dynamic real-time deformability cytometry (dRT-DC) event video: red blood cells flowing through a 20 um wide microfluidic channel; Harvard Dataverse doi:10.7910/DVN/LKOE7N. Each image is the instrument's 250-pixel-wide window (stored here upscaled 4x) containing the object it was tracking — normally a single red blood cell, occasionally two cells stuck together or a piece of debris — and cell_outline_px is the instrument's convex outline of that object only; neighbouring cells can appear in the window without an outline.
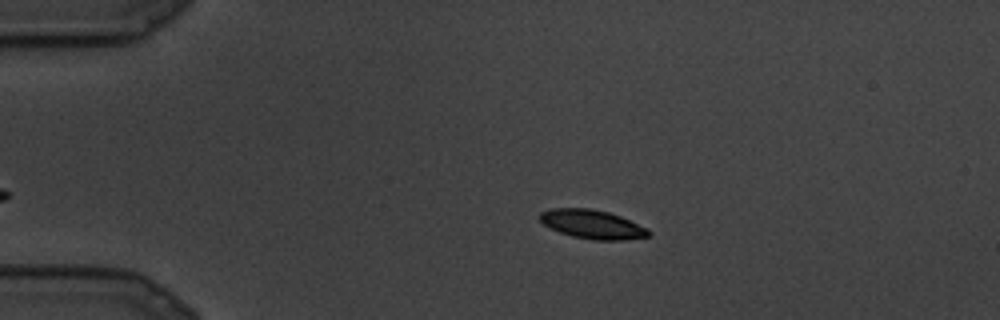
{"species": "common noctule bat (a hibernating species)", "species_latin": "Nyctalus noctula", "temperature_condition": "cold", "stored_images_in_passage": 14, "camera_frame_rate_fps": 3000, "um_per_image_px": 0.085, "animal": {"sex": "male", "body_mass_g": 19.5, "forearm_length_mm": 54.6}, "frame": {"image": 1, "passage_image": 5, "time_ms": 1.333, "image_size_px": [1000, 320], "cell_outline_px": [[652, 232], [648, 236], [624, 240], [592, 240], [572, 236], [560, 232], [544, 224], [536, 216], [540, 212], [552, 208], [588, 208], [608, 212], [620, 216], [648, 228]], "centroid_in_image_um": [50.34, 19.06], "position_along_channel_um": 34.7, "area_um2": 18.32}}
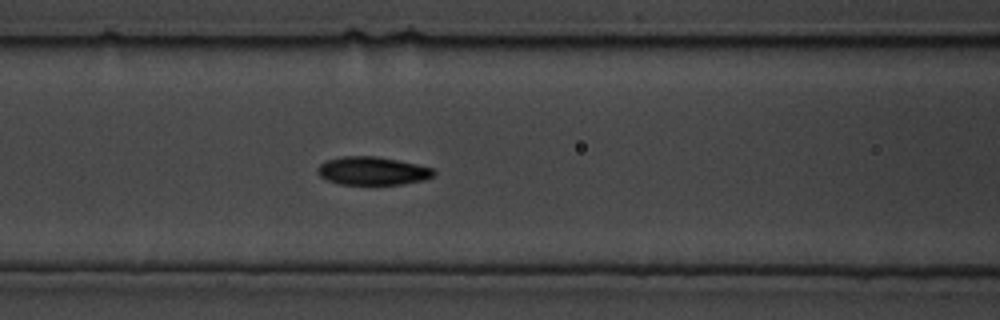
{"frame": {"image": 2, "passage_image": 11, "time_ms": 3.333, "image_size_px": [1000, 320], "cell_outline_px": [[436, 172], [432, 176], [424, 180], [400, 184], [340, 184], [328, 180], [320, 176], [316, 172], [316, 168], [320, 164], [328, 160], [344, 156], [376, 156], [416, 164], [432, 168]], "centroid_in_image_um": [31.64, 14.52], "position_along_channel_um": 135.0, "area_um2": 18.9}}
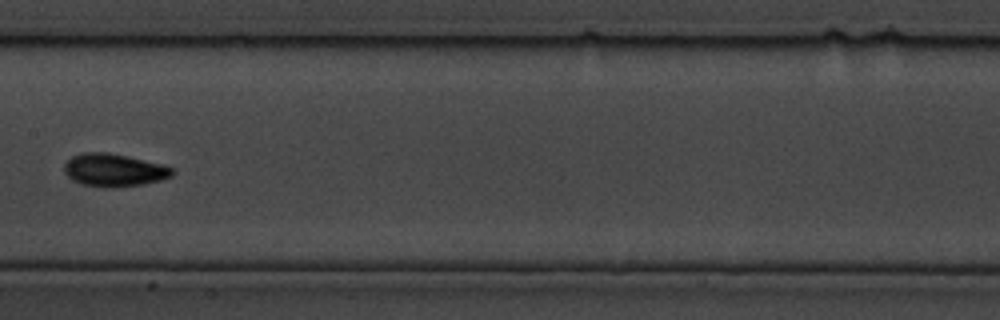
{"frame": {"image": 3, "passage_image": 13, "time_ms": 4.0, "image_size_px": [1000, 320], "cell_outline_px": [[176, 172], [172, 176], [160, 180], [144, 184], [108, 188], [104, 188], [80, 184], [72, 180], [64, 172], [64, 164], [72, 156], [84, 152], [108, 152], [128, 156], [164, 164], [172, 168]], "centroid_in_image_um": [9.7, 14.46], "position_along_channel_um": 197.7, "area_um2": 20.92}}